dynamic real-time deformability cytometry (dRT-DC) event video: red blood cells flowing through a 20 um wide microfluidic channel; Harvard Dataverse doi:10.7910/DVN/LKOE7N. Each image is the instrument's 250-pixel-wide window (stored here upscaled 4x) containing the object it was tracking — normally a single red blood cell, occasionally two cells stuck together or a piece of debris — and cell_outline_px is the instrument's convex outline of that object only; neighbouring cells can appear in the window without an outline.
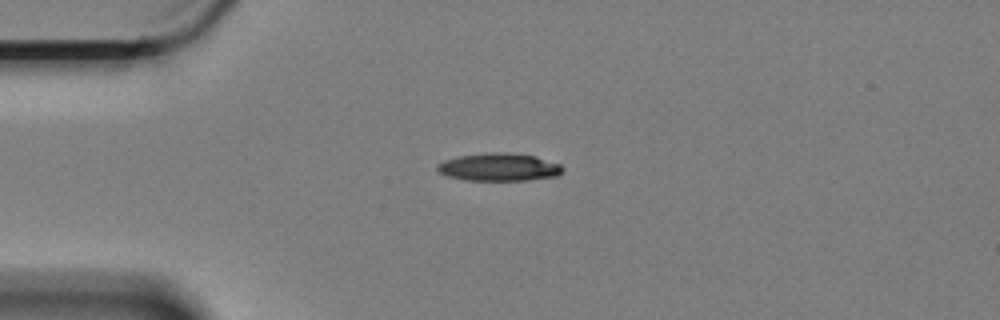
{"species": "Egyptian fruit bat (a non-hibernating species)", "species_latin": "Rousettus aegyptiacus", "temperature_condition": "cold", "stored_images_in_passage": 3, "camera_frame_rate_fps": 3000, "um_per_image_px": 0.085, "animal": {"sex": "female"}, "frame": {"image": 1, "passage_image": 1, "time_ms": 0.0, "image_size_px": [1000, 320], "cell_outline_px": [[564, 168], [556, 176], [528, 180], [464, 180], [448, 176], [436, 172], [436, 164], [444, 160], [460, 156], [496, 152], [504, 152], [536, 156], [560, 164]], "centroid_in_image_um": [42.38, 14.21], "position_along_channel_um": 42.6, "area_um2": 20.23}}
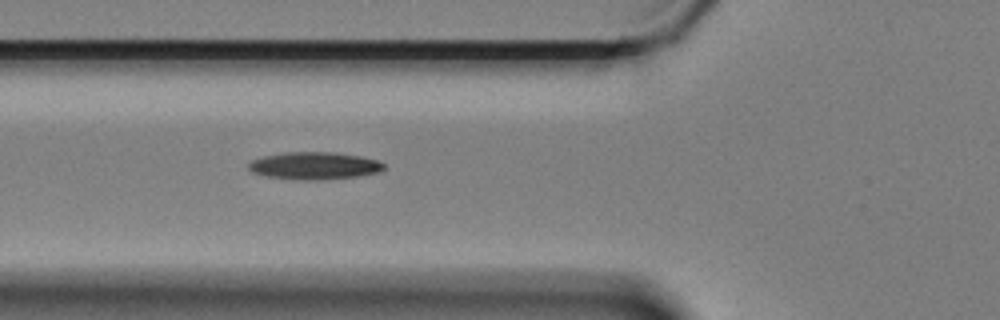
{"frame": {"image": 2, "passage_image": 3, "time_ms": 0.667, "image_size_px": [1000, 320], "cell_outline_px": [[384, 168], [376, 172], [356, 176], [320, 180], [304, 180], [268, 176], [252, 172], [248, 168], [248, 164], [252, 160], [264, 156], [284, 152], [332, 152], [360, 156], [376, 160], [384, 164]], "centroid_in_image_um": [26.68, 14.08], "position_along_channel_um": 99.1, "area_um2": 21.27}}